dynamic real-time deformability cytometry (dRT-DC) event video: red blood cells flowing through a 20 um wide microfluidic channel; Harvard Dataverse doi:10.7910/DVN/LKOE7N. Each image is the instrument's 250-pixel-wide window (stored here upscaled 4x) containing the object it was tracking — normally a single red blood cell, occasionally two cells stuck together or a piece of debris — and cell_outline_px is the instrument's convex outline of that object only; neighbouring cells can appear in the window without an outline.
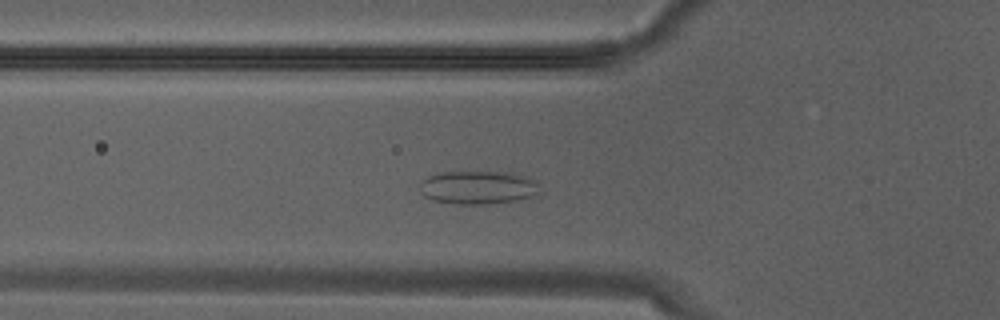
{"species": "Egyptian fruit bat (a non-hibernating species)", "species_latin": "Rousettus aegyptiacus", "temperature_condition": "warm", "stored_images_in_passage": 8, "camera_frame_rate_fps": 3000, "um_per_image_px": 0.085, "animal": {"sex": "male"}, "frame": {"image": 1, "passage_image": 4, "time_ms": 1.0, "image_size_px": [1000, 320], "cell_outline_px": [[540, 192], [536, 196], [516, 200], [488, 204], [456, 204], [432, 200], [424, 196], [420, 192], [420, 184], [428, 176], [444, 172], [512, 172], [536, 180]], "centroid_in_image_um": [40.66, 15.94], "position_along_channel_um": 85.1, "area_um2": 23.41}}